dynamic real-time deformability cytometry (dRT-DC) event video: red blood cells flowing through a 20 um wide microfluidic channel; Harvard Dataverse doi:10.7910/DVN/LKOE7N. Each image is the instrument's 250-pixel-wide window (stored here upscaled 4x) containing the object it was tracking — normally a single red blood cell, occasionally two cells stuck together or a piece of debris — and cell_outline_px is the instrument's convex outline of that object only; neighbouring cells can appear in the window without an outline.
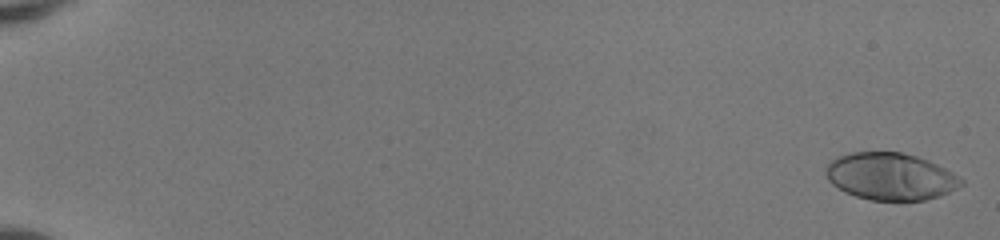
{"species": "human", "species_latin": "Homo sapiens", "temperature_condition": "room temperature", "stored_images_in_passage": 52, "camera_frame_rate_fps": 3000, "um_per_image_px": 0.085, "donor": {"sex": "female"}, "frame": {"image": 1, "passage_image": 1, "time_ms": 0.0, "image_size_px": [1000, 240], "cell_outline_px": [[964, 184], [940, 196], [924, 200], [868, 200], [844, 192], [832, 184], [828, 180], [824, 172], [824, 168], [832, 160], [840, 156], [852, 152], [900, 152], [916, 156], [928, 160], [952, 172], [964, 180]], "centroid_in_image_um": [75.67, 15.0], "position_along_channel_um": 9.3, "area_um2": 37.17}}
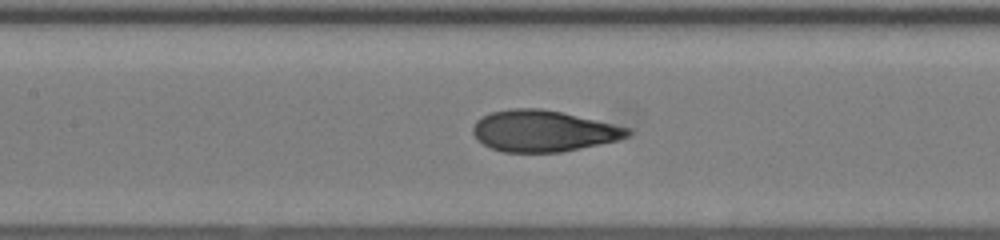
{"frame": {"image": 2, "passage_image": 27, "time_ms": 8.667, "image_size_px": [1000, 240], "cell_outline_px": [[632, 132], [628, 136], [620, 140], [560, 152], [504, 152], [492, 148], [484, 144], [472, 132], [472, 128], [476, 120], [492, 112], [512, 108], [540, 108], [560, 112], [632, 128]], "centroid_in_image_um": [46.21, 11.13], "position_along_channel_um": 161.2, "area_um2": 36.99}}
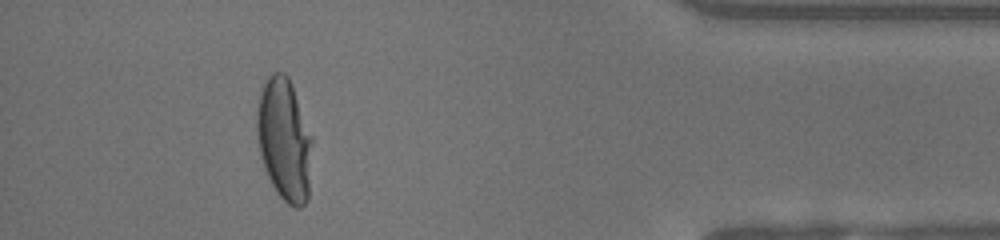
{"frame": {"image": 3, "passage_image": 48, "time_ms": 15.667, "image_size_px": [1000, 240], "cell_outline_px": [[312, 140], [308, 196], [304, 204], [300, 208], [296, 208], [288, 204], [276, 192], [264, 168], [260, 156], [256, 132], [256, 112], [260, 92], [268, 76], [272, 72], [284, 72], [288, 76], [292, 84], [312, 136]], "centroid_in_image_um": [24.15, 11.85], "position_along_channel_um": 411.1, "area_um2": 39.59}, "authors_computed_cell_mechanics": {"area_um2": 37.1943, "velocity_mm_per_s": 4.1081, "shape_relaxation_time_tau1_ms": 4.5778, "shape_relaxation_time_tau2_ms": null, "deformation_change_tau1": 0.2652, "deformation_change_tau2": null}}